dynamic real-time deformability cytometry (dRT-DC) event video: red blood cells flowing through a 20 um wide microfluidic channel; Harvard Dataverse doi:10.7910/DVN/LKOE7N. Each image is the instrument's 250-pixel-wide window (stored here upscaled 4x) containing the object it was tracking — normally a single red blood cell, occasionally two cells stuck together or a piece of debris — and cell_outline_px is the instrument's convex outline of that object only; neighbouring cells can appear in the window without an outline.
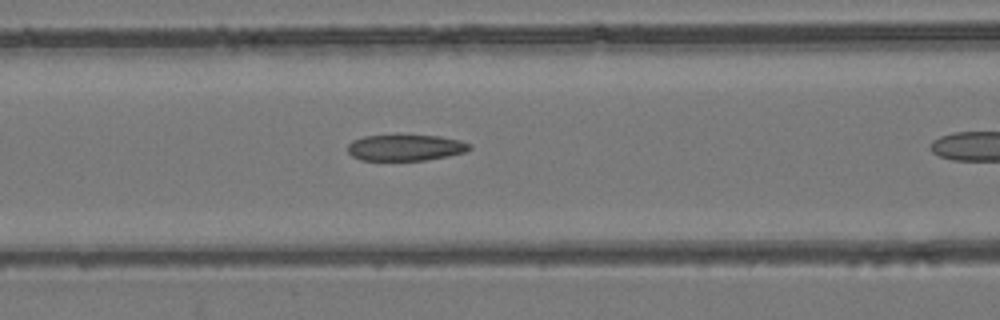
{"species": "common noctule bat (a hibernating species)", "species_latin": "Nyctalus noctula", "temperature_condition": "room temperature", "stored_images_in_passage": 21, "camera_frame_rate_fps": 3000, "um_per_image_px": 0.085, "animal": {"sex": "female", "body_mass_g": 24.6, "forearm_length_mm": 56.2}, "frame": {"image": 1, "passage_image": 8, "time_ms": 2.333, "image_size_px": [1000, 320], "cell_outline_px": [[472, 148], [464, 152], [448, 156], [424, 160], [360, 160], [352, 156], [348, 152], [348, 144], [352, 140], [364, 136], [400, 132], [440, 136], [460, 140], [472, 144]], "centroid_in_image_um": [34.45, 12.49], "position_along_channel_um": 132.1, "area_um2": 19.54}}
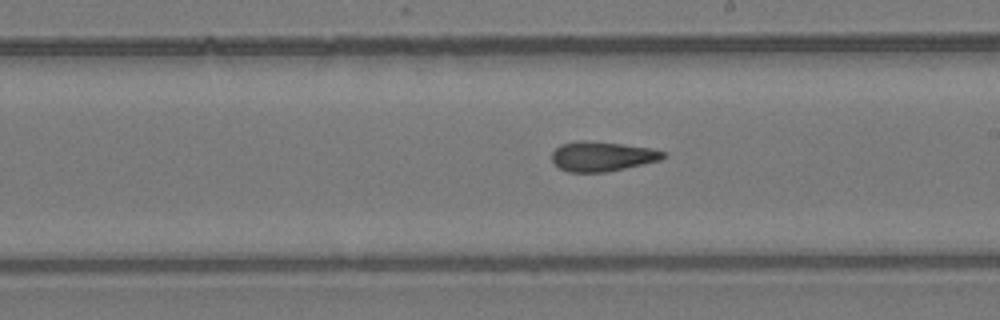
{"frame": {"image": 2, "passage_image": 16, "time_ms": 5.0, "image_size_px": [1000, 320], "cell_outline_px": [[668, 156], [660, 160], [608, 172], [568, 172], [560, 168], [552, 160], [552, 152], [560, 144], [580, 140], [588, 140], [652, 148], [664, 152]], "centroid_in_image_um": [51.18, 13.29], "position_along_channel_um": 237.8, "area_um2": 19.31}}
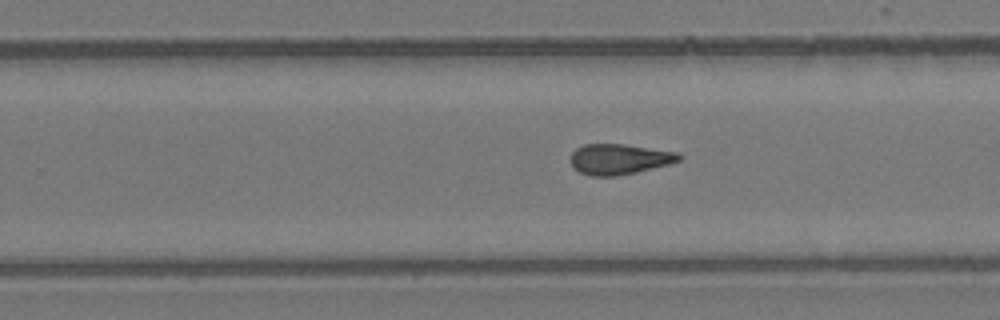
{"frame": {"image": 3, "passage_image": 19, "time_ms": 6.0, "image_size_px": [1000, 320], "cell_outline_px": [[684, 156], [680, 160], [668, 164], [636, 172], [616, 176], [588, 176], [572, 168], [568, 160], [568, 156], [576, 148], [584, 144], [624, 144], [680, 152]], "centroid_in_image_um": [52.59, 13.52], "position_along_channel_um": 277.2, "area_um2": 19.65}}